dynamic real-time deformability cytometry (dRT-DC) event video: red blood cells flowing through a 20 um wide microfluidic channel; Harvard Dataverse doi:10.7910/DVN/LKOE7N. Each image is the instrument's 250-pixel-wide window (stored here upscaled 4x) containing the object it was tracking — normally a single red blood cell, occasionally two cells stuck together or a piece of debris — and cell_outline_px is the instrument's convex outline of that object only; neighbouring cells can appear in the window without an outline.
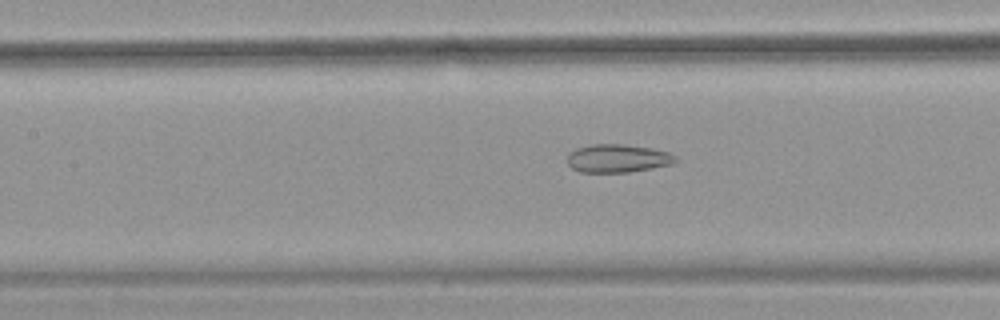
{"species": "common noctule bat (a hibernating species)", "species_latin": "Nyctalus noctula", "temperature_condition": "warm", "stored_images_in_passage": 43, "camera_frame_rate_fps": 3000, "um_per_image_px": 0.085, "animal": {"sex": "female", "body_mass_g": 18.4}, "frame": {"image": 1, "passage_image": 20, "time_ms": 6.333, "image_size_px": [1000, 320], "cell_outline_px": [[676, 160], [672, 164], [652, 168], [628, 172], [580, 172], [572, 168], [568, 164], [568, 152], [576, 148], [592, 144], [624, 144], [652, 148], [668, 152], [676, 156]], "centroid_in_image_um": [52.48, 13.45], "position_along_channel_um": 154.9, "area_um2": 17.8}}
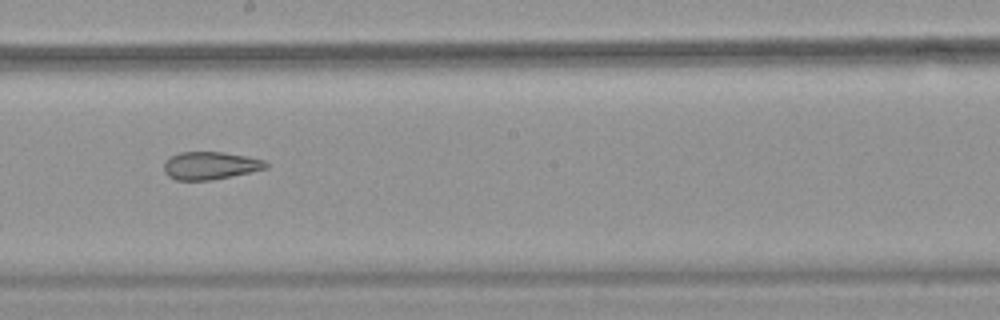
{"frame": {"image": 2, "passage_image": 26, "time_ms": 8.333, "image_size_px": [1000, 320], "cell_outline_px": [[268, 168], [212, 180], [176, 180], [168, 176], [164, 172], [164, 160], [180, 152], [224, 152], [248, 156], [264, 160], [268, 164]], "centroid_in_image_um": [17.86, 14.07], "position_along_channel_um": 230.3, "area_um2": 16.53}}
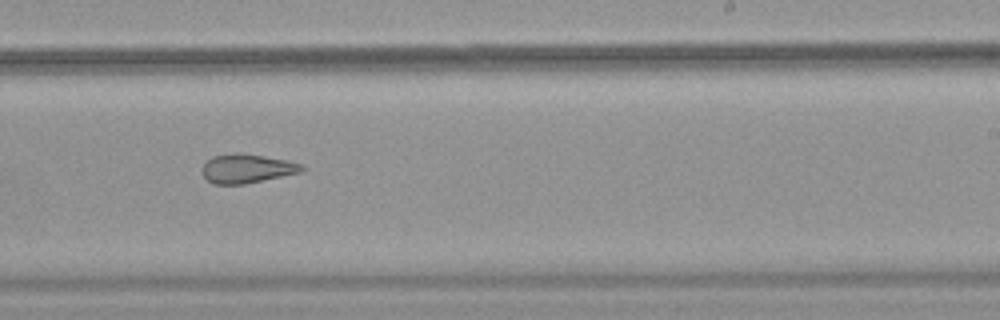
{"frame": {"image": 3, "passage_image": 29, "time_ms": 9.333, "image_size_px": [1000, 320], "cell_outline_px": [[304, 168], [300, 172], [244, 184], [212, 184], [200, 172], [200, 168], [212, 156], [236, 152], [284, 160], [300, 164]], "centroid_in_image_um": [20.89, 14.33], "position_along_channel_um": 268.1, "area_um2": 16.53}}